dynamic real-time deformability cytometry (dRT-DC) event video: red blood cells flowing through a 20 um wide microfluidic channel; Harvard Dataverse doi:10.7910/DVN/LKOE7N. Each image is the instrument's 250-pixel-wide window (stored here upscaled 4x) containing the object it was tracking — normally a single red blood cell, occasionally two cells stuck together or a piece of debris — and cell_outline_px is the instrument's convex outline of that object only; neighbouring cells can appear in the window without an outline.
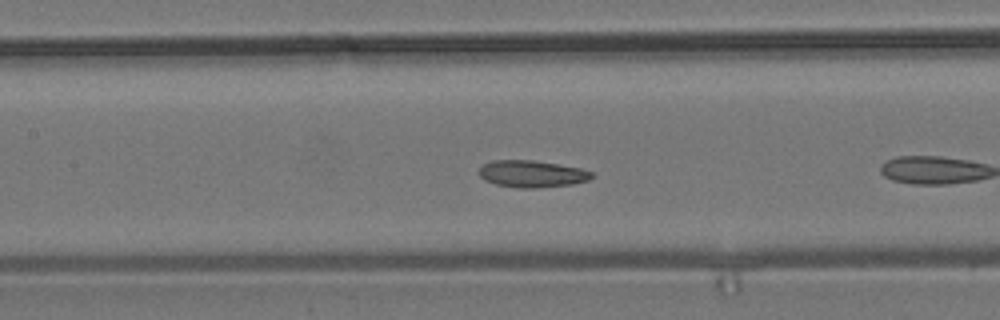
{"species": "common noctule bat (a hibernating species)", "species_latin": "Nyctalus noctula", "temperature_condition": "room temperature", "stored_images_in_passage": 19, "camera_frame_rate_fps": 3000, "um_per_image_px": 0.085, "animal": {"sex": "male", "body_mass_g": 19.2, "forearm_length_mm": 51.8}, "frame": {"image": 1, "passage_image": 9, "time_ms": 2.667, "image_size_px": [1000, 320], "cell_outline_px": [[596, 176], [588, 180], [572, 184], [536, 188], [516, 188], [496, 184], [484, 180], [480, 176], [480, 168], [484, 164], [492, 160], [532, 160], [580, 168], [596, 172]], "centroid_in_image_um": [45.25, 14.78], "position_along_channel_um": 162.1, "area_um2": 17.74}}